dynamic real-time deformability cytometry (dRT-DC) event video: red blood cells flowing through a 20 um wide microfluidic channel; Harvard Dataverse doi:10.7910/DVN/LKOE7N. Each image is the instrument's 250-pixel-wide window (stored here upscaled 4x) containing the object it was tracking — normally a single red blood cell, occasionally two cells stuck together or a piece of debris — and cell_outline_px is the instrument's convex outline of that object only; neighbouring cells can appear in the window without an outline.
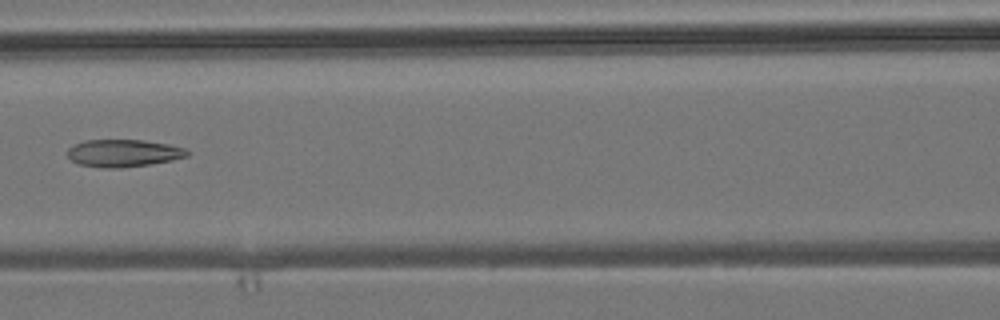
{"species": "common noctule bat (a hibernating species)", "species_latin": "Nyctalus noctula", "temperature_condition": "room temperature", "stored_images_in_passage": 6, "camera_frame_rate_fps": 3000, "um_per_image_px": 0.085, "animal": {"sex": "male", "body_mass_g": 19.2, "forearm_length_mm": 51.8}, "frame": {"image": 1, "passage_image": 5, "time_ms": 4.667, "image_size_px": [1000, 320], "cell_outline_px": [[188, 156], [172, 160], [152, 164], [120, 168], [104, 168], [80, 164], [72, 160], [68, 156], [68, 148], [84, 140], [144, 140], [168, 144], [184, 148], [188, 152]], "centroid_in_image_um": [10.5, 13.02], "position_along_channel_um": 156.1, "area_um2": 19.02}}
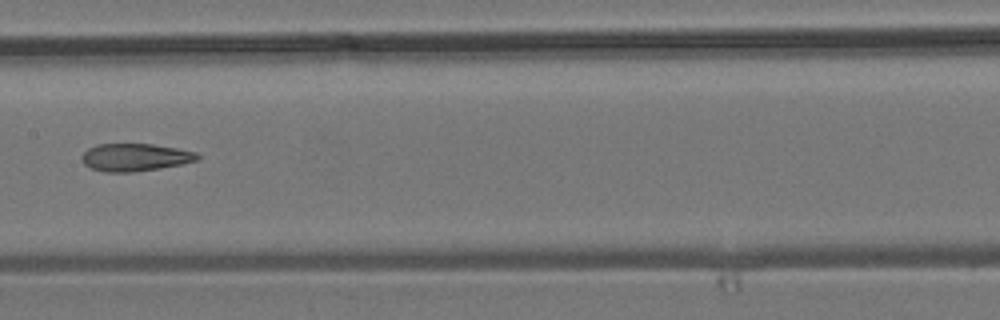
{"frame": {"image": 2, "passage_image": 6, "time_ms": 5.667, "image_size_px": [1000, 320], "cell_outline_px": [[200, 160], [184, 164], [160, 168], [132, 172], [104, 172], [92, 168], [84, 164], [80, 160], [80, 156], [88, 148], [96, 144], [152, 144], [176, 148], [196, 152], [200, 156]], "centroid_in_image_um": [11.48, 13.37], "position_along_channel_um": 195.9, "area_um2": 18.79}}